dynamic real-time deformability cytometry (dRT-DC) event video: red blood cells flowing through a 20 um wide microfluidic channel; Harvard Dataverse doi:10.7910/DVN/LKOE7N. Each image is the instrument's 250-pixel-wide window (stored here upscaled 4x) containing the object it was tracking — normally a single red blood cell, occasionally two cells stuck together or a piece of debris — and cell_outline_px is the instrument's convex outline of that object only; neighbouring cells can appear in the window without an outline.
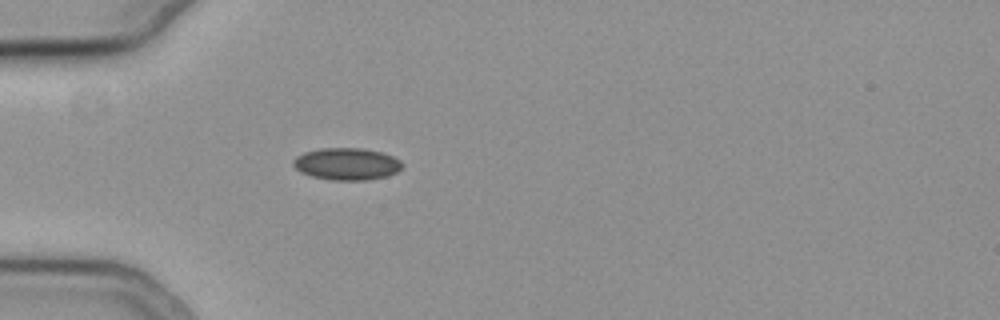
{"species": "common noctule bat (a hibernating species)", "species_latin": "Nyctalus noctula", "temperature_condition": "cold", "stored_images_in_passage": 5, "camera_frame_rate_fps": 3000, "um_per_image_px": 0.085, "animal": {"sex": "female", "body_mass_g": 19.3, "forearm_length_mm": 54.1}, "frame": {"image": 1, "passage_image": 1, "time_ms": 0.0, "image_size_px": [1000, 320], "cell_outline_px": [[404, 164], [396, 172], [388, 176], [368, 180], [332, 180], [312, 176], [300, 172], [292, 164], [292, 160], [296, 156], [304, 152], [320, 148], [364, 148], [380, 152], [392, 156], [400, 160]], "centroid_in_image_um": [29.46, 13.93], "position_along_channel_um": 55.5, "area_um2": 20.46}}